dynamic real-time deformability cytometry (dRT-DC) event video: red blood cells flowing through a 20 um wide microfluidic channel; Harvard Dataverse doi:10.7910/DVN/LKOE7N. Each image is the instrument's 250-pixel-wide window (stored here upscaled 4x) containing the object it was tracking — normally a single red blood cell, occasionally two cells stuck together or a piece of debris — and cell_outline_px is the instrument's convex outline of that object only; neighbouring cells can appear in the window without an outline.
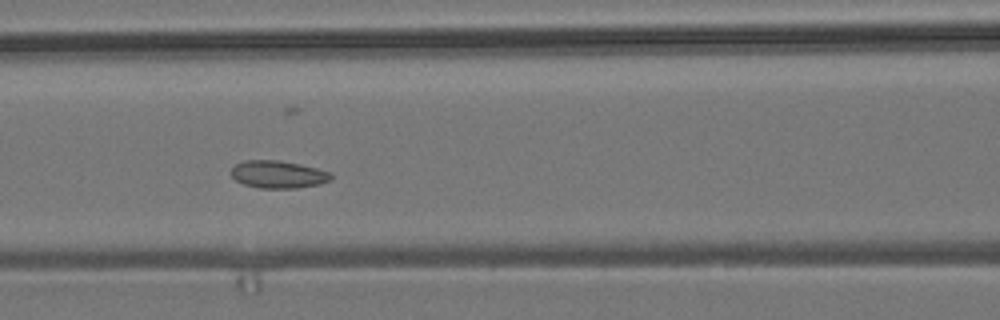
{"species": "common noctule bat (a hibernating species)", "species_latin": "Nyctalus noctula", "temperature_condition": "room temperature", "stored_images_in_passage": 6, "camera_frame_rate_fps": 3000, "um_per_image_px": 0.085, "animal": {"sex": "male", "body_mass_g": 19.2, "forearm_length_mm": 51.8}, "frame": {"image": 1, "passage_image": 6, "time_ms": 1.667, "image_size_px": [1000, 320], "cell_outline_px": [[332, 180], [320, 184], [296, 188], [260, 188], [244, 184], [236, 180], [232, 176], [232, 168], [236, 164], [244, 160], [280, 160], [300, 164], [332, 172]], "centroid_in_image_um": [23.68, 14.82], "position_along_channel_um": 142.9, "area_um2": 16.07}}